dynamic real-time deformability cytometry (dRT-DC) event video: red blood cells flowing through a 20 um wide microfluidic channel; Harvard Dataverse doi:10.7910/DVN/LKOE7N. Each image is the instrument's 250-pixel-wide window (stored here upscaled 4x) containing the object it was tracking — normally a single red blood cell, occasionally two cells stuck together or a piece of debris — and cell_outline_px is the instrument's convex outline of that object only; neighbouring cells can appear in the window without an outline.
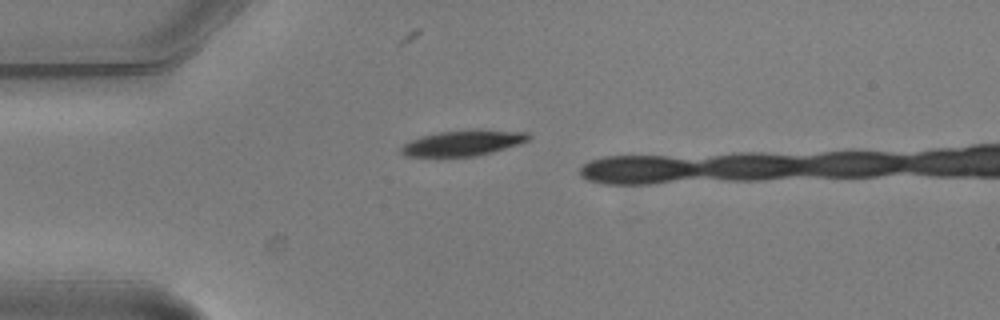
{"species": "common noctule bat (a hibernating species)", "species_latin": "Nyctalus noctula", "temperature_condition": "warm", "stored_images_in_passage": 3, "camera_frame_rate_fps": 3000, "um_per_image_px": 0.085, "animal": {"sex": "male", "body_mass_g": 20.5, "forearm_length_mm": 52.5}, "frame": {"image": 1, "passage_image": 3, "time_ms": 0.667, "image_size_px": [1000, 320], "cell_outline_px": [[532, 136], [528, 140], [520, 144], [492, 152], [476, 156], [444, 160], [404, 156], [400, 152], [400, 148], [404, 144], [412, 140], [424, 136], [440, 132], [528, 132]], "centroid_in_image_um": [39.22, 12.27], "position_along_channel_um": 45.8, "area_um2": 18.9}}